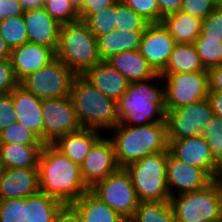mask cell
I'll return each mask as SVG.
<instances>
[{
	"label": "cell",
	"instance_id": "cell-1",
	"mask_svg": "<svg viewBox=\"0 0 222 222\" xmlns=\"http://www.w3.org/2000/svg\"><path fill=\"white\" fill-rule=\"evenodd\" d=\"M38 169L40 191L63 204H72L90 190L82 177L80 165L52 144H44Z\"/></svg>",
	"mask_w": 222,
	"mask_h": 222
},
{
	"label": "cell",
	"instance_id": "cell-2",
	"mask_svg": "<svg viewBox=\"0 0 222 222\" xmlns=\"http://www.w3.org/2000/svg\"><path fill=\"white\" fill-rule=\"evenodd\" d=\"M111 129L114 134L110 139L120 168H125L148 155L168 151L167 122L135 126L119 122Z\"/></svg>",
	"mask_w": 222,
	"mask_h": 222
},
{
	"label": "cell",
	"instance_id": "cell-3",
	"mask_svg": "<svg viewBox=\"0 0 222 222\" xmlns=\"http://www.w3.org/2000/svg\"><path fill=\"white\" fill-rule=\"evenodd\" d=\"M154 80L158 85V80L163 81V77L158 73L152 79L129 84L126 94L117 101L121 124L135 126L166 122L164 84L152 85Z\"/></svg>",
	"mask_w": 222,
	"mask_h": 222
},
{
	"label": "cell",
	"instance_id": "cell-4",
	"mask_svg": "<svg viewBox=\"0 0 222 222\" xmlns=\"http://www.w3.org/2000/svg\"><path fill=\"white\" fill-rule=\"evenodd\" d=\"M70 97L82 128L110 130L119 123L117 102L105 96L82 75L74 78Z\"/></svg>",
	"mask_w": 222,
	"mask_h": 222
},
{
	"label": "cell",
	"instance_id": "cell-5",
	"mask_svg": "<svg viewBox=\"0 0 222 222\" xmlns=\"http://www.w3.org/2000/svg\"><path fill=\"white\" fill-rule=\"evenodd\" d=\"M55 58L66 64L76 75L101 61L97 38L81 20L61 26Z\"/></svg>",
	"mask_w": 222,
	"mask_h": 222
},
{
	"label": "cell",
	"instance_id": "cell-6",
	"mask_svg": "<svg viewBox=\"0 0 222 222\" xmlns=\"http://www.w3.org/2000/svg\"><path fill=\"white\" fill-rule=\"evenodd\" d=\"M177 222H222V178L170 198Z\"/></svg>",
	"mask_w": 222,
	"mask_h": 222
},
{
	"label": "cell",
	"instance_id": "cell-7",
	"mask_svg": "<svg viewBox=\"0 0 222 222\" xmlns=\"http://www.w3.org/2000/svg\"><path fill=\"white\" fill-rule=\"evenodd\" d=\"M167 151L148 155L125 167L138 201H170L167 187Z\"/></svg>",
	"mask_w": 222,
	"mask_h": 222
},
{
	"label": "cell",
	"instance_id": "cell-8",
	"mask_svg": "<svg viewBox=\"0 0 222 222\" xmlns=\"http://www.w3.org/2000/svg\"><path fill=\"white\" fill-rule=\"evenodd\" d=\"M165 111L177 109L208 98V71L188 73L161 72Z\"/></svg>",
	"mask_w": 222,
	"mask_h": 222
},
{
	"label": "cell",
	"instance_id": "cell-9",
	"mask_svg": "<svg viewBox=\"0 0 222 222\" xmlns=\"http://www.w3.org/2000/svg\"><path fill=\"white\" fill-rule=\"evenodd\" d=\"M76 74L55 58L48 65L31 73L19 84L40 99L70 96Z\"/></svg>",
	"mask_w": 222,
	"mask_h": 222
},
{
	"label": "cell",
	"instance_id": "cell-10",
	"mask_svg": "<svg viewBox=\"0 0 222 222\" xmlns=\"http://www.w3.org/2000/svg\"><path fill=\"white\" fill-rule=\"evenodd\" d=\"M90 191L126 220L134 216L139 201L125 168H119L105 179L97 181Z\"/></svg>",
	"mask_w": 222,
	"mask_h": 222
},
{
	"label": "cell",
	"instance_id": "cell-11",
	"mask_svg": "<svg viewBox=\"0 0 222 222\" xmlns=\"http://www.w3.org/2000/svg\"><path fill=\"white\" fill-rule=\"evenodd\" d=\"M213 115L208 98L167 111L168 141L201 135Z\"/></svg>",
	"mask_w": 222,
	"mask_h": 222
},
{
	"label": "cell",
	"instance_id": "cell-12",
	"mask_svg": "<svg viewBox=\"0 0 222 222\" xmlns=\"http://www.w3.org/2000/svg\"><path fill=\"white\" fill-rule=\"evenodd\" d=\"M41 109L44 144H52L57 138L82 128L70 96L43 99Z\"/></svg>",
	"mask_w": 222,
	"mask_h": 222
},
{
	"label": "cell",
	"instance_id": "cell-13",
	"mask_svg": "<svg viewBox=\"0 0 222 222\" xmlns=\"http://www.w3.org/2000/svg\"><path fill=\"white\" fill-rule=\"evenodd\" d=\"M168 143L169 152L177 159L203 169L213 180L222 178V167L216 162L202 135L168 141Z\"/></svg>",
	"mask_w": 222,
	"mask_h": 222
},
{
	"label": "cell",
	"instance_id": "cell-14",
	"mask_svg": "<svg viewBox=\"0 0 222 222\" xmlns=\"http://www.w3.org/2000/svg\"><path fill=\"white\" fill-rule=\"evenodd\" d=\"M166 174L170 198L182 193L201 190L213 181L203 169L177 159L169 150L167 151ZM174 189L178 191L176 194Z\"/></svg>",
	"mask_w": 222,
	"mask_h": 222
},
{
	"label": "cell",
	"instance_id": "cell-15",
	"mask_svg": "<svg viewBox=\"0 0 222 222\" xmlns=\"http://www.w3.org/2000/svg\"><path fill=\"white\" fill-rule=\"evenodd\" d=\"M80 168L82 177L90 188L117 171L120 167L111 139L101 136L91 147Z\"/></svg>",
	"mask_w": 222,
	"mask_h": 222
},
{
	"label": "cell",
	"instance_id": "cell-16",
	"mask_svg": "<svg viewBox=\"0 0 222 222\" xmlns=\"http://www.w3.org/2000/svg\"><path fill=\"white\" fill-rule=\"evenodd\" d=\"M175 45L176 41L162 23H151L143 32L139 50L155 71L161 73Z\"/></svg>",
	"mask_w": 222,
	"mask_h": 222
},
{
	"label": "cell",
	"instance_id": "cell-17",
	"mask_svg": "<svg viewBox=\"0 0 222 222\" xmlns=\"http://www.w3.org/2000/svg\"><path fill=\"white\" fill-rule=\"evenodd\" d=\"M39 191L38 167L3 168L0 175V200L26 198Z\"/></svg>",
	"mask_w": 222,
	"mask_h": 222
},
{
	"label": "cell",
	"instance_id": "cell-18",
	"mask_svg": "<svg viewBox=\"0 0 222 222\" xmlns=\"http://www.w3.org/2000/svg\"><path fill=\"white\" fill-rule=\"evenodd\" d=\"M54 59L55 51L52 48L31 42L12 49L10 58L15 78L19 83Z\"/></svg>",
	"mask_w": 222,
	"mask_h": 222
},
{
	"label": "cell",
	"instance_id": "cell-19",
	"mask_svg": "<svg viewBox=\"0 0 222 222\" xmlns=\"http://www.w3.org/2000/svg\"><path fill=\"white\" fill-rule=\"evenodd\" d=\"M28 42L43 45L56 51L61 24L53 19L43 7L23 13Z\"/></svg>",
	"mask_w": 222,
	"mask_h": 222
},
{
	"label": "cell",
	"instance_id": "cell-20",
	"mask_svg": "<svg viewBox=\"0 0 222 222\" xmlns=\"http://www.w3.org/2000/svg\"><path fill=\"white\" fill-rule=\"evenodd\" d=\"M14 109L16 111V122L27 127L42 141V101L33 93L27 91L18 84L11 92Z\"/></svg>",
	"mask_w": 222,
	"mask_h": 222
},
{
	"label": "cell",
	"instance_id": "cell-21",
	"mask_svg": "<svg viewBox=\"0 0 222 222\" xmlns=\"http://www.w3.org/2000/svg\"><path fill=\"white\" fill-rule=\"evenodd\" d=\"M82 76L105 96L116 102L126 94L129 80L107 61H100L86 70Z\"/></svg>",
	"mask_w": 222,
	"mask_h": 222
},
{
	"label": "cell",
	"instance_id": "cell-22",
	"mask_svg": "<svg viewBox=\"0 0 222 222\" xmlns=\"http://www.w3.org/2000/svg\"><path fill=\"white\" fill-rule=\"evenodd\" d=\"M101 130L81 128L57 138L52 145L74 163L81 165L91 147L102 136Z\"/></svg>",
	"mask_w": 222,
	"mask_h": 222
},
{
	"label": "cell",
	"instance_id": "cell-23",
	"mask_svg": "<svg viewBox=\"0 0 222 222\" xmlns=\"http://www.w3.org/2000/svg\"><path fill=\"white\" fill-rule=\"evenodd\" d=\"M106 61L112 68L125 76L130 83L149 80L158 74L139 49L113 55Z\"/></svg>",
	"mask_w": 222,
	"mask_h": 222
},
{
	"label": "cell",
	"instance_id": "cell-24",
	"mask_svg": "<svg viewBox=\"0 0 222 222\" xmlns=\"http://www.w3.org/2000/svg\"><path fill=\"white\" fill-rule=\"evenodd\" d=\"M144 31H126L115 29L97 38L98 53L101 61L124 51H135L140 48Z\"/></svg>",
	"mask_w": 222,
	"mask_h": 222
},
{
	"label": "cell",
	"instance_id": "cell-25",
	"mask_svg": "<svg viewBox=\"0 0 222 222\" xmlns=\"http://www.w3.org/2000/svg\"><path fill=\"white\" fill-rule=\"evenodd\" d=\"M78 213L80 222H125L119 213L102 202L90 190L70 204Z\"/></svg>",
	"mask_w": 222,
	"mask_h": 222
},
{
	"label": "cell",
	"instance_id": "cell-26",
	"mask_svg": "<svg viewBox=\"0 0 222 222\" xmlns=\"http://www.w3.org/2000/svg\"><path fill=\"white\" fill-rule=\"evenodd\" d=\"M161 23L176 43L192 44L200 36L203 19L179 10L164 16Z\"/></svg>",
	"mask_w": 222,
	"mask_h": 222
},
{
	"label": "cell",
	"instance_id": "cell-27",
	"mask_svg": "<svg viewBox=\"0 0 222 222\" xmlns=\"http://www.w3.org/2000/svg\"><path fill=\"white\" fill-rule=\"evenodd\" d=\"M43 146L0 143V161L3 168L38 167Z\"/></svg>",
	"mask_w": 222,
	"mask_h": 222
},
{
	"label": "cell",
	"instance_id": "cell-28",
	"mask_svg": "<svg viewBox=\"0 0 222 222\" xmlns=\"http://www.w3.org/2000/svg\"><path fill=\"white\" fill-rule=\"evenodd\" d=\"M196 71L208 70L204 68L194 44L176 43L170 60L162 72L188 73Z\"/></svg>",
	"mask_w": 222,
	"mask_h": 222
},
{
	"label": "cell",
	"instance_id": "cell-29",
	"mask_svg": "<svg viewBox=\"0 0 222 222\" xmlns=\"http://www.w3.org/2000/svg\"><path fill=\"white\" fill-rule=\"evenodd\" d=\"M64 204L44 192L26 197V222H53Z\"/></svg>",
	"mask_w": 222,
	"mask_h": 222
},
{
	"label": "cell",
	"instance_id": "cell-30",
	"mask_svg": "<svg viewBox=\"0 0 222 222\" xmlns=\"http://www.w3.org/2000/svg\"><path fill=\"white\" fill-rule=\"evenodd\" d=\"M131 222H177L170 201H141Z\"/></svg>",
	"mask_w": 222,
	"mask_h": 222
},
{
	"label": "cell",
	"instance_id": "cell-31",
	"mask_svg": "<svg viewBox=\"0 0 222 222\" xmlns=\"http://www.w3.org/2000/svg\"><path fill=\"white\" fill-rule=\"evenodd\" d=\"M94 34L95 37L102 36L116 29V4L103 9L95 14H78Z\"/></svg>",
	"mask_w": 222,
	"mask_h": 222
},
{
	"label": "cell",
	"instance_id": "cell-32",
	"mask_svg": "<svg viewBox=\"0 0 222 222\" xmlns=\"http://www.w3.org/2000/svg\"><path fill=\"white\" fill-rule=\"evenodd\" d=\"M0 35L11 50L28 42L23 15L0 21Z\"/></svg>",
	"mask_w": 222,
	"mask_h": 222
},
{
	"label": "cell",
	"instance_id": "cell-33",
	"mask_svg": "<svg viewBox=\"0 0 222 222\" xmlns=\"http://www.w3.org/2000/svg\"><path fill=\"white\" fill-rule=\"evenodd\" d=\"M193 44L206 70L222 64V39H196Z\"/></svg>",
	"mask_w": 222,
	"mask_h": 222
},
{
	"label": "cell",
	"instance_id": "cell-34",
	"mask_svg": "<svg viewBox=\"0 0 222 222\" xmlns=\"http://www.w3.org/2000/svg\"><path fill=\"white\" fill-rule=\"evenodd\" d=\"M150 23L122 0L116 3V29L126 31H145Z\"/></svg>",
	"mask_w": 222,
	"mask_h": 222
},
{
	"label": "cell",
	"instance_id": "cell-35",
	"mask_svg": "<svg viewBox=\"0 0 222 222\" xmlns=\"http://www.w3.org/2000/svg\"><path fill=\"white\" fill-rule=\"evenodd\" d=\"M43 8L61 25L80 20L77 7L70 0H44Z\"/></svg>",
	"mask_w": 222,
	"mask_h": 222
},
{
	"label": "cell",
	"instance_id": "cell-36",
	"mask_svg": "<svg viewBox=\"0 0 222 222\" xmlns=\"http://www.w3.org/2000/svg\"><path fill=\"white\" fill-rule=\"evenodd\" d=\"M0 143L21 145H44L27 127L17 122L0 132Z\"/></svg>",
	"mask_w": 222,
	"mask_h": 222
},
{
	"label": "cell",
	"instance_id": "cell-37",
	"mask_svg": "<svg viewBox=\"0 0 222 222\" xmlns=\"http://www.w3.org/2000/svg\"><path fill=\"white\" fill-rule=\"evenodd\" d=\"M201 135L207 141L216 162L222 167V118L214 114Z\"/></svg>",
	"mask_w": 222,
	"mask_h": 222
},
{
	"label": "cell",
	"instance_id": "cell-38",
	"mask_svg": "<svg viewBox=\"0 0 222 222\" xmlns=\"http://www.w3.org/2000/svg\"><path fill=\"white\" fill-rule=\"evenodd\" d=\"M0 222H26V198L0 200Z\"/></svg>",
	"mask_w": 222,
	"mask_h": 222
},
{
	"label": "cell",
	"instance_id": "cell-39",
	"mask_svg": "<svg viewBox=\"0 0 222 222\" xmlns=\"http://www.w3.org/2000/svg\"><path fill=\"white\" fill-rule=\"evenodd\" d=\"M150 24L160 23V9L157 0H122Z\"/></svg>",
	"mask_w": 222,
	"mask_h": 222
},
{
	"label": "cell",
	"instance_id": "cell-40",
	"mask_svg": "<svg viewBox=\"0 0 222 222\" xmlns=\"http://www.w3.org/2000/svg\"><path fill=\"white\" fill-rule=\"evenodd\" d=\"M197 39H222V8L215 10L203 20Z\"/></svg>",
	"mask_w": 222,
	"mask_h": 222
},
{
	"label": "cell",
	"instance_id": "cell-41",
	"mask_svg": "<svg viewBox=\"0 0 222 222\" xmlns=\"http://www.w3.org/2000/svg\"><path fill=\"white\" fill-rule=\"evenodd\" d=\"M215 8L213 0H182L180 11L204 20Z\"/></svg>",
	"mask_w": 222,
	"mask_h": 222
},
{
	"label": "cell",
	"instance_id": "cell-42",
	"mask_svg": "<svg viewBox=\"0 0 222 222\" xmlns=\"http://www.w3.org/2000/svg\"><path fill=\"white\" fill-rule=\"evenodd\" d=\"M18 84L11 60L0 59V95L9 94Z\"/></svg>",
	"mask_w": 222,
	"mask_h": 222
},
{
	"label": "cell",
	"instance_id": "cell-43",
	"mask_svg": "<svg viewBox=\"0 0 222 222\" xmlns=\"http://www.w3.org/2000/svg\"><path fill=\"white\" fill-rule=\"evenodd\" d=\"M16 122V111L12 95H0V132Z\"/></svg>",
	"mask_w": 222,
	"mask_h": 222
},
{
	"label": "cell",
	"instance_id": "cell-44",
	"mask_svg": "<svg viewBox=\"0 0 222 222\" xmlns=\"http://www.w3.org/2000/svg\"><path fill=\"white\" fill-rule=\"evenodd\" d=\"M119 0H83L77 8L78 14H95L115 5Z\"/></svg>",
	"mask_w": 222,
	"mask_h": 222
},
{
	"label": "cell",
	"instance_id": "cell-45",
	"mask_svg": "<svg viewBox=\"0 0 222 222\" xmlns=\"http://www.w3.org/2000/svg\"><path fill=\"white\" fill-rule=\"evenodd\" d=\"M23 13L24 10L19 0H0V21L23 15Z\"/></svg>",
	"mask_w": 222,
	"mask_h": 222
},
{
	"label": "cell",
	"instance_id": "cell-46",
	"mask_svg": "<svg viewBox=\"0 0 222 222\" xmlns=\"http://www.w3.org/2000/svg\"><path fill=\"white\" fill-rule=\"evenodd\" d=\"M53 222H80V218L70 204H64L56 213Z\"/></svg>",
	"mask_w": 222,
	"mask_h": 222
},
{
	"label": "cell",
	"instance_id": "cell-47",
	"mask_svg": "<svg viewBox=\"0 0 222 222\" xmlns=\"http://www.w3.org/2000/svg\"><path fill=\"white\" fill-rule=\"evenodd\" d=\"M209 92H222V64L208 70Z\"/></svg>",
	"mask_w": 222,
	"mask_h": 222
},
{
	"label": "cell",
	"instance_id": "cell-48",
	"mask_svg": "<svg viewBox=\"0 0 222 222\" xmlns=\"http://www.w3.org/2000/svg\"><path fill=\"white\" fill-rule=\"evenodd\" d=\"M157 1L160 9V23L164 16L174 12H178L182 4V0H157Z\"/></svg>",
	"mask_w": 222,
	"mask_h": 222
},
{
	"label": "cell",
	"instance_id": "cell-49",
	"mask_svg": "<svg viewBox=\"0 0 222 222\" xmlns=\"http://www.w3.org/2000/svg\"><path fill=\"white\" fill-rule=\"evenodd\" d=\"M208 100L214 114L222 118V92H208Z\"/></svg>",
	"mask_w": 222,
	"mask_h": 222
},
{
	"label": "cell",
	"instance_id": "cell-50",
	"mask_svg": "<svg viewBox=\"0 0 222 222\" xmlns=\"http://www.w3.org/2000/svg\"><path fill=\"white\" fill-rule=\"evenodd\" d=\"M24 11L43 7L44 0H19Z\"/></svg>",
	"mask_w": 222,
	"mask_h": 222
},
{
	"label": "cell",
	"instance_id": "cell-51",
	"mask_svg": "<svg viewBox=\"0 0 222 222\" xmlns=\"http://www.w3.org/2000/svg\"><path fill=\"white\" fill-rule=\"evenodd\" d=\"M11 49L6 45L5 40L0 35V59H10Z\"/></svg>",
	"mask_w": 222,
	"mask_h": 222
},
{
	"label": "cell",
	"instance_id": "cell-52",
	"mask_svg": "<svg viewBox=\"0 0 222 222\" xmlns=\"http://www.w3.org/2000/svg\"><path fill=\"white\" fill-rule=\"evenodd\" d=\"M216 8H222V0H213Z\"/></svg>",
	"mask_w": 222,
	"mask_h": 222
},
{
	"label": "cell",
	"instance_id": "cell-53",
	"mask_svg": "<svg viewBox=\"0 0 222 222\" xmlns=\"http://www.w3.org/2000/svg\"><path fill=\"white\" fill-rule=\"evenodd\" d=\"M70 1L78 8L83 0H70Z\"/></svg>",
	"mask_w": 222,
	"mask_h": 222
},
{
	"label": "cell",
	"instance_id": "cell-54",
	"mask_svg": "<svg viewBox=\"0 0 222 222\" xmlns=\"http://www.w3.org/2000/svg\"><path fill=\"white\" fill-rule=\"evenodd\" d=\"M2 170H3V166H2V163H1V161H0V175H1V173H2Z\"/></svg>",
	"mask_w": 222,
	"mask_h": 222
}]
</instances>
